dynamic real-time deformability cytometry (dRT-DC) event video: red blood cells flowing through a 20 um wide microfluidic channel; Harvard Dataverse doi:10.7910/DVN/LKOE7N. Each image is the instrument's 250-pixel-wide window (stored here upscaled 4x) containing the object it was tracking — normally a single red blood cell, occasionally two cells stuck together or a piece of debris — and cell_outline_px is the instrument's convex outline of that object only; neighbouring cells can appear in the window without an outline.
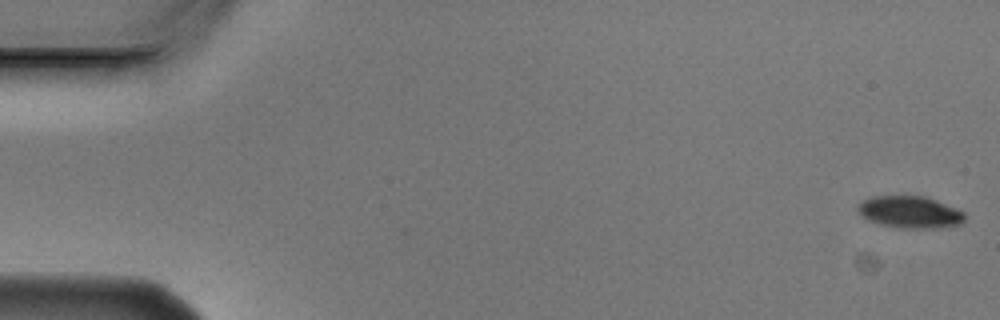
{"species": "Egyptian fruit bat (a non-hibernating species)", "species_latin": "Rousettus aegyptiacus", "temperature_condition": "cold", "stored_images_in_passage": 6, "camera_frame_rate_fps": 3000, "um_per_image_px": 0.085, "animal": {"sex": "male"}, "frame": {"image": 1, "passage_image": 1, "time_ms": 0.0, "image_size_px": [1000, 320], "cell_outline_px": [[964, 220], [960, 224], [936, 228], [900, 228], [880, 224], [868, 220], [856, 208], [856, 204], [860, 200], [872, 196], [924, 196], [936, 200], [956, 208], [964, 212]], "centroid_in_image_um": [77.31, 18.02], "position_along_channel_um": 7.7, "area_um2": 19.94}}
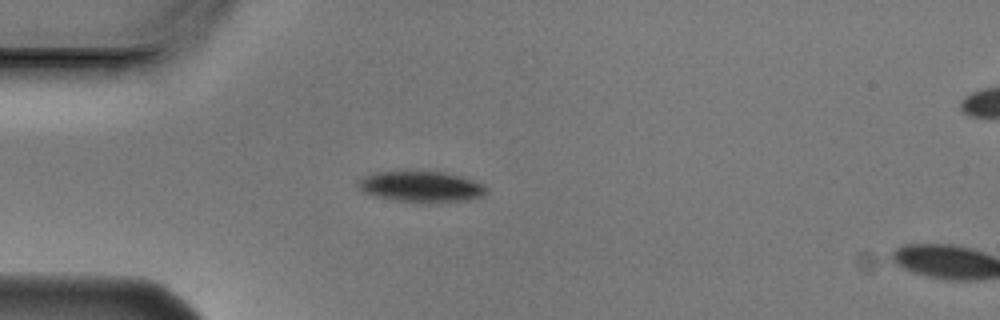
{"frame": {"image": 2, "passage_image": 5, "time_ms": 1.333, "image_size_px": [1000, 320], "cell_outline_px": [[488, 192], [480, 196], [464, 200], [428, 204], [396, 200], [376, 196], [364, 192], [356, 184], [356, 180], [372, 172], [444, 172], [484, 184], [488, 188]], "centroid_in_image_um": [35.77, 15.88], "position_along_channel_um": 49.2, "area_um2": 23.0}}